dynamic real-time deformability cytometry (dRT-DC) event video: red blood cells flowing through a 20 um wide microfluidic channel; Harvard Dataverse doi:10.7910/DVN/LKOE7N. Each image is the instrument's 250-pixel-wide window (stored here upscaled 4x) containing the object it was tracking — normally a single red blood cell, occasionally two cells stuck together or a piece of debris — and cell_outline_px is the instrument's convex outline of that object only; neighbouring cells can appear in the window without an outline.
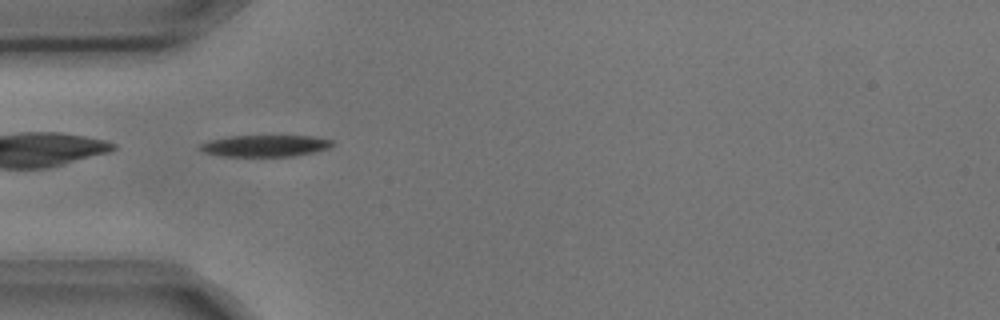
{"species": "common noctule bat (a hibernating species)", "species_latin": "Nyctalus noctula", "temperature_condition": "cold", "stored_images_in_passage": 2, "camera_frame_rate_fps": 3000, "um_per_image_px": 0.085, "animal": {"sex": "male", "body_mass_g": 17.9, "forearm_length_mm": 54.2}, "frame": {"image": 1, "passage_image": 1, "time_ms": 0.0, "image_size_px": [1000, 320], "cell_outline_px": [[336, 144], [332, 148], [316, 152], [292, 156], [224, 156], [204, 152], [196, 148], [200, 144], [208, 140], [228, 136], [312, 136], [332, 140]], "centroid_in_image_um": [22.57, 12.39], "position_along_channel_um": 62.4, "area_um2": 16.88}}